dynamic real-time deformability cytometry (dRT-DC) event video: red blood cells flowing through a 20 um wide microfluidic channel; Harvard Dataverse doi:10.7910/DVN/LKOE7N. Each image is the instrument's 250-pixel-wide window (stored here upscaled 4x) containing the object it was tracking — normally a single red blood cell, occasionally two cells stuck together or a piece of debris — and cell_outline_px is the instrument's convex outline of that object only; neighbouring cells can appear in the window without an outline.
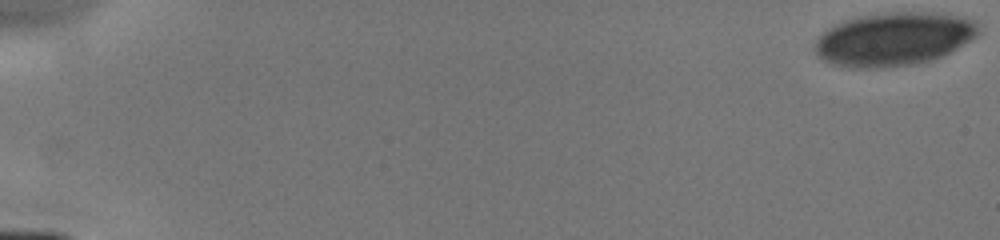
{"species": "human", "species_latin": "Homo sapiens", "temperature_condition": "cold", "stored_images_in_passage": 7, "camera_frame_rate_fps": 3000, "um_per_image_px": 0.085, "donor": {"sex": "male"}, "frame": {"image": 1, "passage_image": 1, "time_ms": 0.0, "image_size_px": [1000, 240], "cell_outline_px": [[980, 32], [972, 40], [940, 56], [928, 60], [912, 64], [884, 68], [852, 68], [832, 64], [824, 60], [816, 52], [816, 40], [828, 28], [844, 20], [856, 16], [888, 12], [932, 12], [964, 16], [976, 20], [980, 28]], "centroid_in_image_um": [76.01, 3.3], "position_along_channel_um": 9.0, "area_um2": 50.98}}